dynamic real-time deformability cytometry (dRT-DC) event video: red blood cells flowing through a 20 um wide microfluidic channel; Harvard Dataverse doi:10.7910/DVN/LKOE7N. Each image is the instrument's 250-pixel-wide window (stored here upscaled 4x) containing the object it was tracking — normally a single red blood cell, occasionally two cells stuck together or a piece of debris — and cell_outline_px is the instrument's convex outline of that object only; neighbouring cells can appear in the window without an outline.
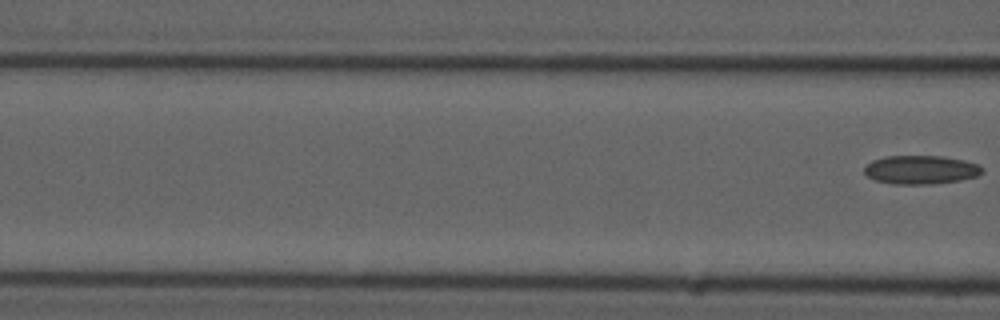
{"species": "common noctule bat (a hibernating species)", "species_latin": "Nyctalus noctula", "temperature_condition": "cold", "stored_images_in_passage": 8, "camera_frame_rate_fps": 3000, "um_per_image_px": 0.085, "animal": {"sex": "male", "forearm_length_mm": 52.5}, "frame": {"image": 1, "passage_image": 8, "time_ms": 9.667, "image_size_px": [1000, 320], "cell_outline_px": [[984, 172], [976, 176], [960, 180], [932, 184], [892, 184], [876, 180], [868, 176], [864, 172], [864, 168], [872, 160], [888, 156], [940, 156], [964, 160], [980, 164], [984, 168]], "centroid_in_image_um": [78.31, 14.43], "position_along_channel_um": 88.3, "area_um2": 19.71}}